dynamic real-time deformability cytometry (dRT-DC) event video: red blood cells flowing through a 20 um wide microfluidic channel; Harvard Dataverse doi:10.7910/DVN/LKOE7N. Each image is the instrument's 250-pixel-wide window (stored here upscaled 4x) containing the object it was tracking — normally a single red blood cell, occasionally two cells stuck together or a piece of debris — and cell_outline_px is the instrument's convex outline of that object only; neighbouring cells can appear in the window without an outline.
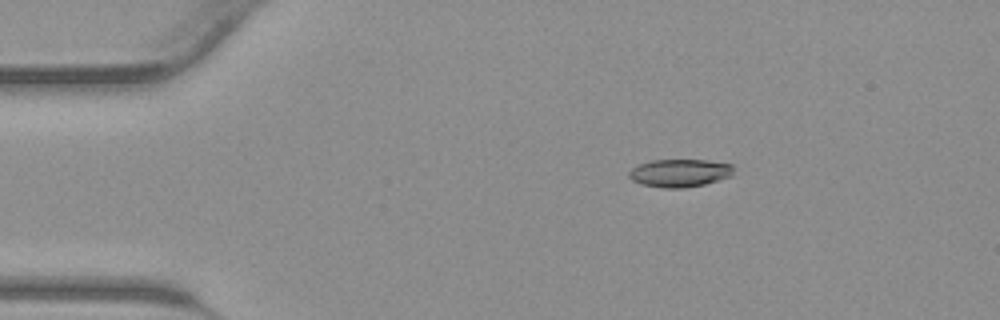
{"species": "common noctule bat (a hibernating species)", "species_latin": "Nyctalus noctula", "temperature_condition": "warm", "stored_images_in_passage": 37, "camera_frame_rate_fps": 3000, "um_per_image_px": 0.085, "animal": {"sex": "male", "body_mass_g": 23.1, "forearm_length_mm": 52.7}, "frame": {"image": 1, "passage_image": 1, "time_ms": 0.0, "image_size_px": [1000, 320], "cell_outline_px": [[732, 176], [704, 184], [684, 188], [664, 188], [640, 184], [632, 180], [628, 176], [628, 172], [632, 168], [640, 164], [652, 160], [708, 160], [732, 164]], "centroid_in_image_um": [57.76, 14.7], "position_along_channel_um": 27.2, "area_um2": 16.99}}
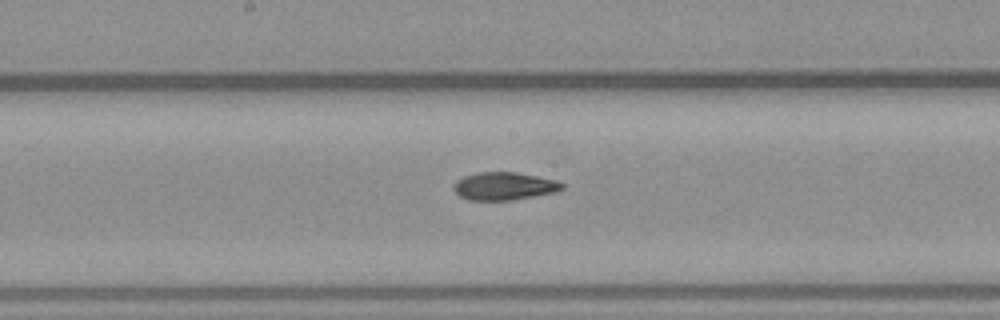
{"frame": {"image": 2, "passage_image": 16, "time_ms": 5.0, "image_size_px": [1000, 320], "cell_outline_px": [[564, 188], [556, 192], [512, 200], [468, 200], [460, 196], [452, 188], [452, 184], [456, 180], [464, 176], [480, 172], [516, 172], [556, 180], [564, 184]], "centroid_in_image_um": [42.83, 15.82], "position_along_channel_um": 205.4, "area_um2": 17.63}}
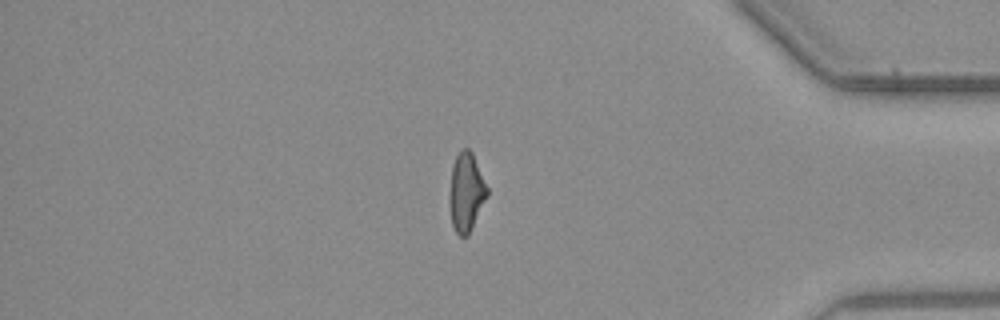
{"frame": {"image": 3, "passage_image": 30, "time_ms": 9.667, "image_size_px": [1000, 320], "cell_outline_px": [[488, 196], [468, 236], [460, 236], [456, 232], [452, 224], [452, 168], [456, 156], [464, 148], [468, 148], [472, 152], [488, 188]], "centroid_in_image_um": [39.69, 16.34], "position_along_channel_um": 395.5, "area_um2": 16.47}}